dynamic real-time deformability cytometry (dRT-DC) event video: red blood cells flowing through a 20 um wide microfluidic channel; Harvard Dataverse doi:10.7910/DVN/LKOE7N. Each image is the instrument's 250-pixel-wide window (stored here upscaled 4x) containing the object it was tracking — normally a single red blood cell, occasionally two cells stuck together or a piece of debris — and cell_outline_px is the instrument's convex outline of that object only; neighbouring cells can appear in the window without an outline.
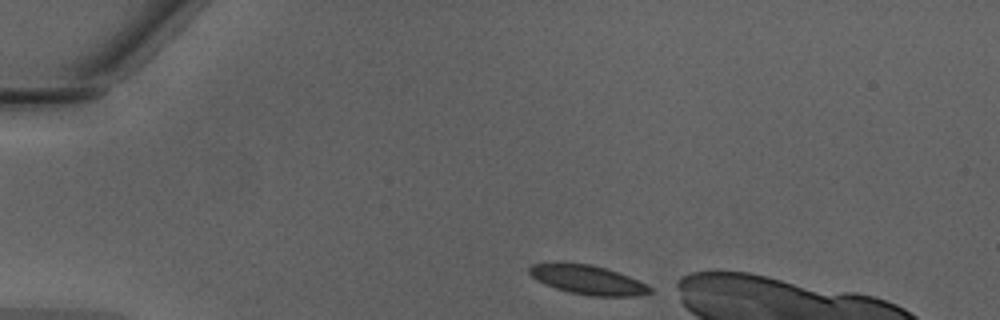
{"species": "Egyptian fruit bat (a non-hibernating species)", "species_latin": "Rousettus aegyptiacus", "temperature_condition": "warm", "stored_images_in_passage": 40, "camera_frame_rate_fps": 3000, "um_per_image_px": 0.085, "animal": {"sex": "male"}, "frame": {"image": 1, "passage_image": 1, "time_ms": 0.0, "image_size_px": [1000, 320], "cell_outline_px": [[652, 292], [640, 296], [592, 296], [568, 292], [556, 288], [536, 280], [528, 272], [528, 268], [532, 264], [592, 264], [628, 276], [652, 288]], "centroid_in_image_um": [49.97, 23.81], "position_along_channel_um": 35.0, "area_um2": 20.0}}
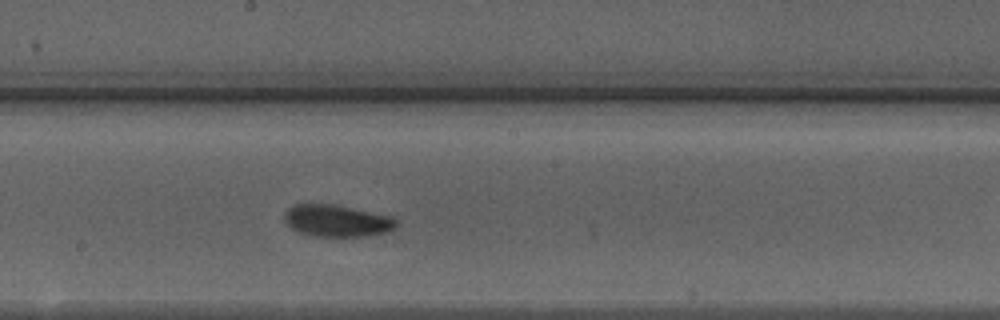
{"frame": {"image": 2, "passage_image": 18, "time_ms": 5.667, "image_size_px": [1000, 320], "cell_outline_px": [[396, 228], [388, 232], [368, 236], [312, 236], [300, 232], [292, 228], [284, 220], [284, 216], [288, 208], [296, 204], [328, 204], [352, 208], [392, 216], [396, 220]], "centroid_in_image_um": [28.66, 18.77], "position_along_channel_um": 219.5, "area_um2": 20.63}}
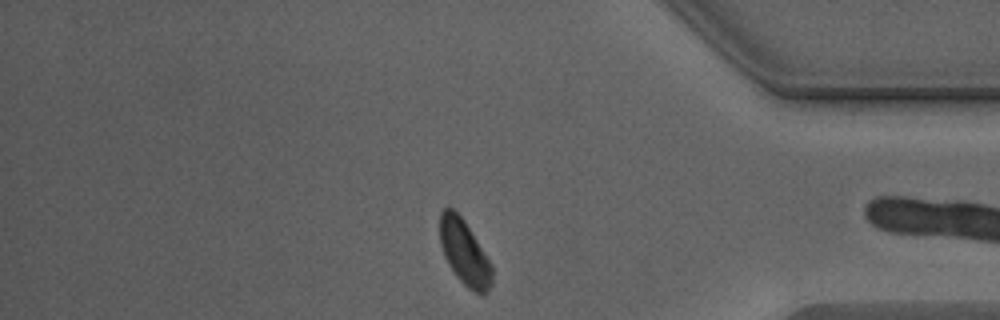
{"frame": {"image": 3, "passage_image": 32, "time_ms": 10.333, "image_size_px": [1000, 320], "cell_outline_px": [[492, 284], [484, 296], [472, 292], [456, 276], [448, 264], [444, 256], [440, 244], [440, 212], [444, 208], [452, 208], [464, 220], [492, 264]], "centroid_in_image_um": [39.49, 21.5], "position_along_channel_um": 395.7, "area_um2": 19.83}, "authors_computed_cell_mechanics": {"area_um2": 20.4323, "velocity_mm_per_s": 4.2638, "shape_relaxation_time_tau1_ms": 2.3491, "shape_relaxation_time_tau2_ms": 3.3789, "deformation_change_tau1": 0.0837, "deformation_change_tau2": 0.0934}}